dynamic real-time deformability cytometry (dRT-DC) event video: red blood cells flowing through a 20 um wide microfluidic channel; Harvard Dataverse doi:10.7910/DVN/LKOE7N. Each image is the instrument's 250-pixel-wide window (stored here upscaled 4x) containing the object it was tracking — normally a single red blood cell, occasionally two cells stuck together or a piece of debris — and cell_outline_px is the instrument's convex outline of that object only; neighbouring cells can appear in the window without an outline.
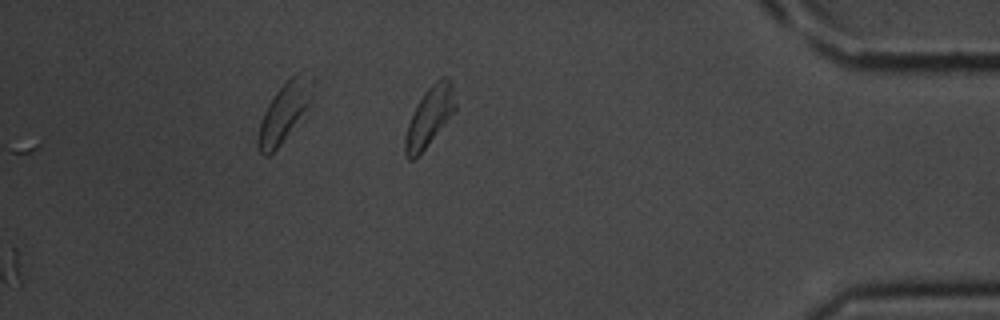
{"species": "common noctule bat (a hibernating species)", "species_latin": "Nyctalus noctula", "temperature_condition": "room temperature", "stored_images_in_passage": 29, "segment_of_instrument_passage": [2, 2], "camera_frame_rate_fps": 3000, "um_per_image_px": 0.085, "animal": {"sex": "male", "body_mass_g": 20.1, "forearm_length_mm": 53.5}, "frame": {"image": 1, "passage_image": 29, "time_ms": 9.333, "image_size_px": [1000, 320], "cell_outline_px": [[456, 112], [428, 144], [412, 160], [408, 160], [404, 152], [404, 136], [408, 124], [424, 92], [440, 76], [448, 76], [452, 80], [456, 104]], "centroid_in_image_um": [36.55, 9.87], "position_along_channel_um": 398.7, "area_um2": 17.34}}